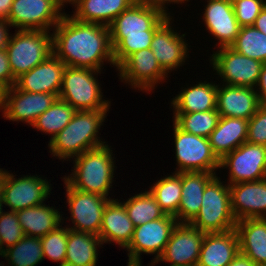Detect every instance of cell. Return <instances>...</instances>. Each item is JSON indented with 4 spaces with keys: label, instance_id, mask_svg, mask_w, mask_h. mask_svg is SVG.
Wrapping results in <instances>:
<instances>
[{
    "label": "cell",
    "instance_id": "6",
    "mask_svg": "<svg viewBox=\"0 0 266 266\" xmlns=\"http://www.w3.org/2000/svg\"><path fill=\"white\" fill-rule=\"evenodd\" d=\"M13 77L33 69L52 54V32L15 30L6 47Z\"/></svg>",
    "mask_w": 266,
    "mask_h": 266
},
{
    "label": "cell",
    "instance_id": "33",
    "mask_svg": "<svg viewBox=\"0 0 266 266\" xmlns=\"http://www.w3.org/2000/svg\"><path fill=\"white\" fill-rule=\"evenodd\" d=\"M76 110L70 103L57 99L50 108L36 118L32 127L53 139L73 118Z\"/></svg>",
    "mask_w": 266,
    "mask_h": 266
},
{
    "label": "cell",
    "instance_id": "48",
    "mask_svg": "<svg viewBox=\"0 0 266 266\" xmlns=\"http://www.w3.org/2000/svg\"><path fill=\"white\" fill-rule=\"evenodd\" d=\"M13 0H0V19L7 20L10 14Z\"/></svg>",
    "mask_w": 266,
    "mask_h": 266
},
{
    "label": "cell",
    "instance_id": "20",
    "mask_svg": "<svg viewBox=\"0 0 266 266\" xmlns=\"http://www.w3.org/2000/svg\"><path fill=\"white\" fill-rule=\"evenodd\" d=\"M203 22L210 34L217 39L218 48L230 47L236 40L241 26L235 17L233 3L226 0H207Z\"/></svg>",
    "mask_w": 266,
    "mask_h": 266
},
{
    "label": "cell",
    "instance_id": "29",
    "mask_svg": "<svg viewBox=\"0 0 266 266\" xmlns=\"http://www.w3.org/2000/svg\"><path fill=\"white\" fill-rule=\"evenodd\" d=\"M217 84L211 82H198L194 86L182 90L172 98L173 113H194L216 110Z\"/></svg>",
    "mask_w": 266,
    "mask_h": 266
},
{
    "label": "cell",
    "instance_id": "34",
    "mask_svg": "<svg viewBox=\"0 0 266 266\" xmlns=\"http://www.w3.org/2000/svg\"><path fill=\"white\" fill-rule=\"evenodd\" d=\"M4 257L10 266H37L44 260L41 239L24 236L14 246L4 250ZM0 266H4L2 261Z\"/></svg>",
    "mask_w": 266,
    "mask_h": 266
},
{
    "label": "cell",
    "instance_id": "18",
    "mask_svg": "<svg viewBox=\"0 0 266 266\" xmlns=\"http://www.w3.org/2000/svg\"><path fill=\"white\" fill-rule=\"evenodd\" d=\"M59 97L51 93H31L17 89L14 85L6 89L3 117L10 121H21L31 125Z\"/></svg>",
    "mask_w": 266,
    "mask_h": 266
},
{
    "label": "cell",
    "instance_id": "45",
    "mask_svg": "<svg viewBox=\"0 0 266 266\" xmlns=\"http://www.w3.org/2000/svg\"><path fill=\"white\" fill-rule=\"evenodd\" d=\"M12 27L7 20L0 19V50L6 49L10 36L9 28Z\"/></svg>",
    "mask_w": 266,
    "mask_h": 266
},
{
    "label": "cell",
    "instance_id": "12",
    "mask_svg": "<svg viewBox=\"0 0 266 266\" xmlns=\"http://www.w3.org/2000/svg\"><path fill=\"white\" fill-rule=\"evenodd\" d=\"M68 210L73 227L72 230L91 233L99 236L103 214L111 197H103L73 188L64 178Z\"/></svg>",
    "mask_w": 266,
    "mask_h": 266
},
{
    "label": "cell",
    "instance_id": "36",
    "mask_svg": "<svg viewBox=\"0 0 266 266\" xmlns=\"http://www.w3.org/2000/svg\"><path fill=\"white\" fill-rule=\"evenodd\" d=\"M173 123L184 132L208 138L218 125L217 110L194 113H173Z\"/></svg>",
    "mask_w": 266,
    "mask_h": 266
},
{
    "label": "cell",
    "instance_id": "19",
    "mask_svg": "<svg viewBox=\"0 0 266 266\" xmlns=\"http://www.w3.org/2000/svg\"><path fill=\"white\" fill-rule=\"evenodd\" d=\"M66 65L53 53L42 63L16 78L14 86L31 93L59 95Z\"/></svg>",
    "mask_w": 266,
    "mask_h": 266
},
{
    "label": "cell",
    "instance_id": "17",
    "mask_svg": "<svg viewBox=\"0 0 266 266\" xmlns=\"http://www.w3.org/2000/svg\"><path fill=\"white\" fill-rule=\"evenodd\" d=\"M173 17L170 16L154 33L150 48L162 69L168 74L179 69L189 56L185 34L173 30ZM171 22V23H170ZM171 71V72H170Z\"/></svg>",
    "mask_w": 266,
    "mask_h": 266
},
{
    "label": "cell",
    "instance_id": "15",
    "mask_svg": "<svg viewBox=\"0 0 266 266\" xmlns=\"http://www.w3.org/2000/svg\"><path fill=\"white\" fill-rule=\"evenodd\" d=\"M116 71L119 72L121 82H126L125 84L131 85L134 89L138 88V91L148 92L147 94L169 77L158 63L151 48L134 52Z\"/></svg>",
    "mask_w": 266,
    "mask_h": 266
},
{
    "label": "cell",
    "instance_id": "44",
    "mask_svg": "<svg viewBox=\"0 0 266 266\" xmlns=\"http://www.w3.org/2000/svg\"><path fill=\"white\" fill-rule=\"evenodd\" d=\"M255 90L257 92L260 102L266 103V63H264L262 67L260 77L257 86L255 87Z\"/></svg>",
    "mask_w": 266,
    "mask_h": 266
},
{
    "label": "cell",
    "instance_id": "47",
    "mask_svg": "<svg viewBox=\"0 0 266 266\" xmlns=\"http://www.w3.org/2000/svg\"><path fill=\"white\" fill-rule=\"evenodd\" d=\"M141 1L143 3H148L151 5H157L162 7L165 11H167L166 9H168V7H166V5H168L169 3H175V4H182V3H186V1L188 2L189 0H138Z\"/></svg>",
    "mask_w": 266,
    "mask_h": 266
},
{
    "label": "cell",
    "instance_id": "31",
    "mask_svg": "<svg viewBox=\"0 0 266 266\" xmlns=\"http://www.w3.org/2000/svg\"><path fill=\"white\" fill-rule=\"evenodd\" d=\"M103 243L99 236L70 229L68 232L65 263L74 266H96L98 247Z\"/></svg>",
    "mask_w": 266,
    "mask_h": 266
},
{
    "label": "cell",
    "instance_id": "53",
    "mask_svg": "<svg viewBox=\"0 0 266 266\" xmlns=\"http://www.w3.org/2000/svg\"><path fill=\"white\" fill-rule=\"evenodd\" d=\"M127 266H142V262H129L127 263Z\"/></svg>",
    "mask_w": 266,
    "mask_h": 266
},
{
    "label": "cell",
    "instance_id": "16",
    "mask_svg": "<svg viewBox=\"0 0 266 266\" xmlns=\"http://www.w3.org/2000/svg\"><path fill=\"white\" fill-rule=\"evenodd\" d=\"M204 234L189 223H178L174 228L163 254L154 263L167 262L169 266H196ZM148 266V265H147Z\"/></svg>",
    "mask_w": 266,
    "mask_h": 266
},
{
    "label": "cell",
    "instance_id": "30",
    "mask_svg": "<svg viewBox=\"0 0 266 266\" xmlns=\"http://www.w3.org/2000/svg\"><path fill=\"white\" fill-rule=\"evenodd\" d=\"M54 206L45 203L16 212L25 236L42 238L58 228L65 218ZM64 218V219H63ZM63 220V221H62Z\"/></svg>",
    "mask_w": 266,
    "mask_h": 266
},
{
    "label": "cell",
    "instance_id": "7",
    "mask_svg": "<svg viewBox=\"0 0 266 266\" xmlns=\"http://www.w3.org/2000/svg\"><path fill=\"white\" fill-rule=\"evenodd\" d=\"M176 171L216 173L220 160L213 153L208 138L184 132L173 123Z\"/></svg>",
    "mask_w": 266,
    "mask_h": 266
},
{
    "label": "cell",
    "instance_id": "46",
    "mask_svg": "<svg viewBox=\"0 0 266 266\" xmlns=\"http://www.w3.org/2000/svg\"><path fill=\"white\" fill-rule=\"evenodd\" d=\"M226 266H258L250 258L239 253L228 265Z\"/></svg>",
    "mask_w": 266,
    "mask_h": 266
},
{
    "label": "cell",
    "instance_id": "37",
    "mask_svg": "<svg viewBox=\"0 0 266 266\" xmlns=\"http://www.w3.org/2000/svg\"><path fill=\"white\" fill-rule=\"evenodd\" d=\"M230 47L246 57L266 63V34L254 26L241 27Z\"/></svg>",
    "mask_w": 266,
    "mask_h": 266
},
{
    "label": "cell",
    "instance_id": "38",
    "mask_svg": "<svg viewBox=\"0 0 266 266\" xmlns=\"http://www.w3.org/2000/svg\"><path fill=\"white\" fill-rule=\"evenodd\" d=\"M153 35L110 37L115 68L117 69L131 54L150 48Z\"/></svg>",
    "mask_w": 266,
    "mask_h": 266
},
{
    "label": "cell",
    "instance_id": "49",
    "mask_svg": "<svg viewBox=\"0 0 266 266\" xmlns=\"http://www.w3.org/2000/svg\"><path fill=\"white\" fill-rule=\"evenodd\" d=\"M253 26L262 33L266 34V6L256 18V21Z\"/></svg>",
    "mask_w": 266,
    "mask_h": 266
},
{
    "label": "cell",
    "instance_id": "25",
    "mask_svg": "<svg viewBox=\"0 0 266 266\" xmlns=\"http://www.w3.org/2000/svg\"><path fill=\"white\" fill-rule=\"evenodd\" d=\"M218 174L209 172H182V191L178 223H190L198 214L206 185Z\"/></svg>",
    "mask_w": 266,
    "mask_h": 266
},
{
    "label": "cell",
    "instance_id": "43",
    "mask_svg": "<svg viewBox=\"0 0 266 266\" xmlns=\"http://www.w3.org/2000/svg\"><path fill=\"white\" fill-rule=\"evenodd\" d=\"M6 49L0 50V86L8 89L15 84Z\"/></svg>",
    "mask_w": 266,
    "mask_h": 266
},
{
    "label": "cell",
    "instance_id": "9",
    "mask_svg": "<svg viewBox=\"0 0 266 266\" xmlns=\"http://www.w3.org/2000/svg\"><path fill=\"white\" fill-rule=\"evenodd\" d=\"M210 64L223 84L250 88L257 86L264 65L263 62L246 57L231 47H221L213 51Z\"/></svg>",
    "mask_w": 266,
    "mask_h": 266
},
{
    "label": "cell",
    "instance_id": "10",
    "mask_svg": "<svg viewBox=\"0 0 266 266\" xmlns=\"http://www.w3.org/2000/svg\"><path fill=\"white\" fill-rule=\"evenodd\" d=\"M170 16V13L160 6L137 0L108 26L110 37L154 35Z\"/></svg>",
    "mask_w": 266,
    "mask_h": 266
},
{
    "label": "cell",
    "instance_id": "35",
    "mask_svg": "<svg viewBox=\"0 0 266 266\" xmlns=\"http://www.w3.org/2000/svg\"><path fill=\"white\" fill-rule=\"evenodd\" d=\"M120 202L125 206L128 217L135 227L165 215V212L148 190L134 194L126 201Z\"/></svg>",
    "mask_w": 266,
    "mask_h": 266
},
{
    "label": "cell",
    "instance_id": "23",
    "mask_svg": "<svg viewBox=\"0 0 266 266\" xmlns=\"http://www.w3.org/2000/svg\"><path fill=\"white\" fill-rule=\"evenodd\" d=\"M240 253L236 229L205 233L196 266H226Z\"/></svg>",
    "mask_w": 266,
    "mask_h": 266
},
{
    "label": "cell",
    "instance_id": "32",
    "mask_svg": "<svg viewBox=\"0 0 266 266\" xmlns=\"http://www.w3.org/2000/svg\"><path fill=\"white\" fill-rule=\"evenodd\" d=\"M149 188L148 191L165 214L175 216L178 213L182 191V172H173V174L157 180Z\"/></svg>",
    "mask_w": 266,
    "mask_h": 266
},
{
    "label": "cell",
    "instance_id": "51",
    "mask_svg": "<svg viewBox=\"0 0 266 266\" xmlns=\"http://www.w3.org/2000/svg\"><path fill=\"white\" fill-rule=\"evenodd\" d=\"M56 2L62 9L64 8L65 4H72L74 3V0H53Z\"/></svg>",
    "mask_w": 266,
    "mask_h": 266
},
{
    "label": "cell",
    "instance_id": "27",
    "mask_svg": "<svg viewBox=\"0 0 266 266\" xmlns=\"http://www.w3.org/2000/svg\"><path fill=\"white\" fill-rule=\"evenodd\" d=\"M137 0H74V14L77 21L109 26L113 20Z\"/></svg>",
    "mask_w": 266,
    "mask_h": 266
},
{
    "label": "cell",
    "instance_id": "3",
    "mask_svg": "<svg viewBox=\"0 0 266 266\" xmlns=\"http://www.w3.org/2000/svg\"><path fill=\"white\" fill-rule=\"evenodd\" d=\"M112 151L111 146L105 144L72 158V173L65 175L64 179L79 191L108 198L116 170Z\"/></svg>",
    "mask_w": 266,
    "mask_h": 266
},
{
    "label": "cell",
    "instance_id": "21",
    "mask_svg": "<svg viewBox=\"0 0 266 266\" xmlns=\"http://www.w3.org/2000/svg\"><path fill=\"white\" fill-rule=\"evenodd\" d=\"M231 208L236 221L266 218V178L229 185Z\"/></svg>",
    "mask_w": 266,
    "mask_h": 266
},
{
    "label": "cell",
    "instance_id": "5",
    "mask_svg": "<svg viewBox=\"0 0 266 266\" xmlns=\"http://www.w3.org/2000/svg\"><path fill=\"white\" fill-rule=\"evenodd\" d=\"M98 73L101 71L66 66L59 99L70 103L76 111L109 110L111 102L103 99L101 84L95 77Z\"/></svg>",
    "mask_w": 266,
    "mask_h": 266
},
{
    "label": "cell",
    "instance_id": "50",
    "mask_svg": "<svg viewBox=\"0 0 266 266\" xmlns=\"http://www.w3.org/2000/svg\"><path fill=\"white\" fill-rule=\"evenodd\" d=\"M5 95H6V88L0 86V112H3L4 115L5 112Z\"/></svg>",
    "mask_w": 266,
    "mask_h": 266
},
{
    "label": "cell",
    "instance_id": "55",
    "mask_svg": "<svg viewBox=\"0 0 266 266\" xmlns=\"http://www.w3.org/2000/svg\"><path fill=\"white\" fill-rule=\"evenodd\" d=\"M3 247H2V244H1V240H0V256L3 257Z\"/></svg>",
    "mask_w": 266,
    "mask_h": 266
},
{
    "label": "cell",
    "instance_id": "26",
    "mask_svg": "<svg viewBox=\"0 0 266 266\" xmlns=\"http://www.w3.org/2000/svg\"><path fill=\"white\" fill-rule=\"evenodd\" d=\"M240 253L258 266H266V218L236 222Z\"/></svg>",
    "mask_w": 266,
    "mask_h": 266
},
{
    "label": "cell",
    "instance_id": "56",
    "mask_svg": "<svg viewBox=\"0 0 266 266\" xmlns=\"http://www.w3.org/2000/svg\"><path fill=\"white\" fill-rule=\"evenodd\" d=\"M59 266H74V265H72V264H68V263H62V264H60Z\"/></svg>",
    "mask_w": 266,
    "mask_h": 266
},
{
    "label": "cell",
    "instance_id": "13",
    "mask_svg": "<svg viewBox=\"0 0 266 266\" xmlns=\"http://www.w3.org/2000/svg\"><path fill=\"white\" fill-rule=\"evenodd\" d=\"M229 169L228 185L266 178V146L245 142L220 160Z\"/></svg>",
    "mask_w": 266,
    "mask_h": 266
},
{
    "label": "cell",
    "instance_id": "14",
    "mask_svg": "<svg viewBox=\"0 0 266 266\" xmlns=\"http://www.w3.org/2000/svg\"><path fill=\"white\" fill-rule=\"evenodd\" d=\"M64 13L53 0H13L8 22L16 30L49 31Z\"/></svg>",
    "mask_w": 266,
    "mask_h": 266
},
{
    "label": "cell",
    "instance_id": "42",
    "mask_svg": "<svg viewBox=\"0 0 266 266\" xmlns=\"http://www.w3.org/2000/svg\"><path fill=\"white\" fill-rule=\"evenodd\" d=\"M247 142L266 146V103L248 120Z\"/></svg>",
    "mask_w": 266,
    "mask_h": 266
},
{
    "label": "cell",
    "instance_id": "2",
    "mask_svg": "<svg viewBox=\"0 0 266 266\" xmlns=\"http://www.w3.org/2000/svg\"><path fill=\"white\" fill-rule=\"evenodd\" d=\"M108 111H76L70 122L49 141L52 157L68 161L87 150L107 144L98 134Z\"/></svg>",
    "mask_w": 266,
    "mask_h": 266
},
{
    "label": "cell",
    "instance_id": "1",
    "mask_svg": "<svg viewBox=\"0 0 266 266\" xmlns=\"http://www.w3.org/2000/svg\"><path fill=\"white\" fill-rule=\"evenodd\" d=\"M52 31V53L66 66L102 71L105 61L115 68L108 26L80 22L64 13Z\"/></svg>",
    "mask_w": 266,
    "mask_h": 266
},
{
    "label": "cell",
    "instance_id": "11",
    "mask_svg": "<svg viewBox=\"0 0 266 266\" xmlns=\"http://www.w3.org/2000/svg\"><path fill=\"white\" fill-rule=\"evenodd\" d=\"M177 224L174 216L165 214L159 219L136 226L132 240L125 248L128 251V261L142 262L141 255L145 253L155 255L151 262H156L163 254Z\"/></svg>",
    "mask_w": 266,
    "mask_h": 266
},
{
    "label": "cell",
    "instance_id": "4",
    "mask_svg": "<svg viewBox=\"0 0 266 266\" xmlns=\"http://www.w3.org/2000/svg\"><path fill=\"white\" fill-rule=\"evenodd\" d=\"M236 222L231 208L229 185L215 176L206 185L201 208L189 224L203 233H221L234 229Z\"/></svg>",
    "mask_w": 266,
    "mask_h": 266
},
{
    "label": "cell",
    "instance_id": "24",
    "mask_svg": "<svg viewBox=\"0 0 266 266\" xmlns=\"http://www.w3.org/2000/svg\"><path fill=\"white\" fill-rule=\"evenodd\" d=\"M112 198L103 214L99 237L102 243H116L125 249L132 240L135 226L128 217L125 206L120 199Z\"/></svg>",
    "mask_w": 266,
    "mask_h": 266
},
{
    "label": "cell",
    "instance_id": "41",
    "mask_svg": "<svg viewBox=\"0 0 266 266\" xmlns=\"http://www.w3.org/2000/svg\"><path fill=\"white\" fill-rule=\"evenodd\" d=\"M266 6V0H235V17L241 27L253 26L256 18Z\"/></svg>",
    "mask_w": 266,
    "mask_h": 266
},
{
    "label": "cell",
    "instance_id": "52",
    "mask_svg": "<svg viewBox=\"0 0 266 266\" xmlns=\"http://www.w3.org/2000/svg\"><path fill=\"white\" fill-rule=\"evenodd\" d=\"M3 205H4L3 198H2V194L0 192V215L4 211V209H3L4 206Z\"/></svg>",
    "mask_w": 266,
    "mask_h": 266
},
{
    "label": "cell",
    "instance_id": "39",
    "mask_svg": "<svg viewBox=\"0 0 266 266\" xmlns=\"http://www.w3.org/2000/svg\"><path fill=\"white\" fill-rule=\"evenodd\" d=\"M69 230L68 225L63 227L61 224L58 228L40 238L44 259L47 257L53 262H59V265L65 262Z\"/></svg>",
    "mask_w": 266,
    "mask_h": 266
},
{
    "label": "cell",
    "instance_id": "28",
    "mask_svg": "<svg viewBox=\"0 0 266 266\" xmlns=\"http://www.w3.org/2000/svg\"><path fill=\"white\" fill-rule=\"evenodd\" d=\"M247 129L246 119L220 117L218 125L208 137L211 149L219 160L247 142Z\"/></svg>",
    "mask_w": 266,
    "mask_h": 266
},
{
    "label": "cell",
    "instance_id": "40",
    "mask_svg": "<svg viewBox=\"0 0 266 266\" xmlns=\"http://www.w3.org/2000/svg\"><path fill=\"white\" fill-rule=\"evenodd\" d=\"M24 236L16 212H2L0 215V240L3 252L7 248L14 246Z\"/></svg>",
    "mask_w": 266,
    "mask_h": 266
},
{
    "label": "cell",
    "instance_id": "8",
    "mask_svg": "<svg viewBox=\"0 0 266 266\" xmlns=\"http://www.w3.org/2000/svg\"><path fill=\"white\" fill-rule=\"evenodd\" d=\"M15 176L7 170L2 176L0 192L4 206H8L10 211L17 212L46 202L52 189L46 178L37 174L23 175L20 178Z\"/></svg>",
    "mask_w": 266,
    "mask_h": 266
},
{
    "label": "cell",
    "instance_id": "54",
    "mask_svg": "<svg viewBox=\"0 0 266 266\" xmlns=\"http://www.w3.org/2000/svg\"><path fill=\"white\" fill-rule=\"evenodd\" d=\"M4 168L2 169V168H0V182H1V179H2V176H3V174H4Z\"/></svg>",
    "mask_w": 266,
    "mask_h": 266
},
{
    "label": "cell",
    "instance_id": "22",
    "mask_svg": "<svg viewBox=\"0 0 266 266\" xmlns=\"http://www.w3.org/2000/svg\"><path fill=\"white\" fill-rule=\"evenodd\" d=\"M260 104L255 88L217 84L216 110L220 117L249 120Z\"/></svg>",
    "mask_w": 266,
    "mask_h": 266
}]
</instances>
